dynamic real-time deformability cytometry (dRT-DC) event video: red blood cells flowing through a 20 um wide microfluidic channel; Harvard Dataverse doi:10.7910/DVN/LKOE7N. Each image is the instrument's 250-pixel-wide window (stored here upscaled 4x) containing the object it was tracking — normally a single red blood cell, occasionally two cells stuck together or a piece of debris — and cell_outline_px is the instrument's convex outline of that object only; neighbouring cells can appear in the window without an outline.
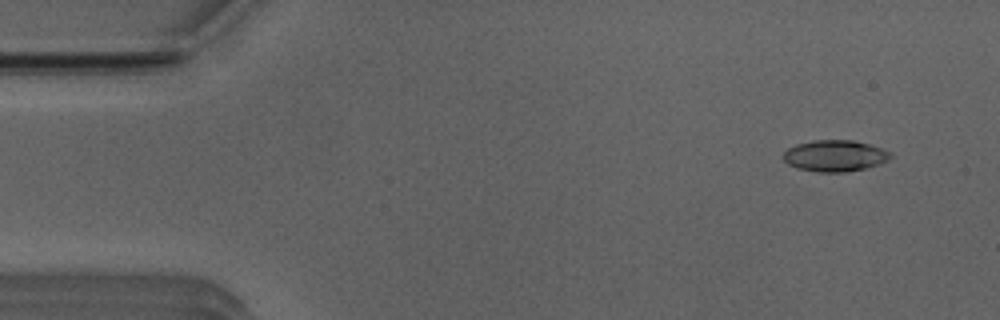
{"species": "Egyptian fruit bat (a non-hibernating species)", "species_latin": "Rousettus aegyptiacus", "temperature_condition": "room temperature", "stored_images_in_passage": 52, "camera_frame_rate_fps": 3000, "um_per_image_px": 0.085, "animal": {"sex": "male"}, "frame": {"image": 1, "passage_image": 4, "time_ms": 1.0, "image_size_px": [1000, 320], "cell_outline_px": [[892, 156], [888, 160], [880, 164], [864, 168], [844, 172], [816, 172], [796, 168], [788, 164], [784, 160], [784, 152], [788, 148], [796, 144], [812, 140], [852, 140], [868, 144], [892, 152]], "centroid_in_image_um": [70.96, 13.24], "position_along_channel_um": 14.0, "area_um2": 19.59}}
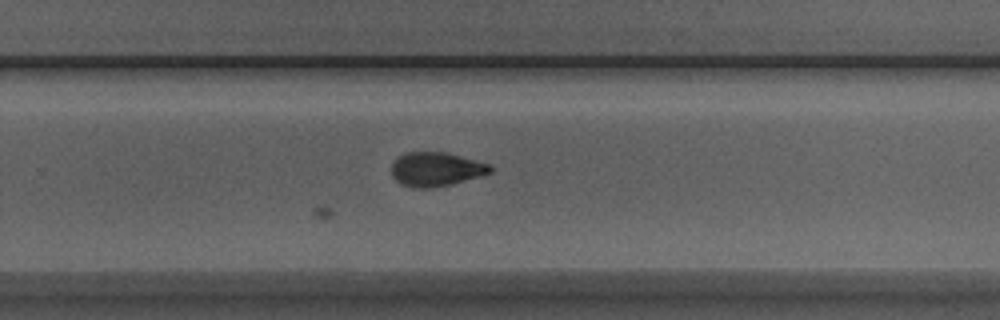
{"frame": {"image": 2, "passage_image": 33, "time_ms": 10.667, "image_size_px": [1000, 320], "cell_outline_px": [[492, 172], [480, 176], [448, 184], [428, 188], [420, 188], [404, 184], [396, 180], [392, 176], [392, 164], [404, 152], [448, 152], [488, 164], [492, 168]], "centroid_in_image_um": [37.06, 14.36], "position_along_channel_um": 292.7, "area_um2": 19.13}}